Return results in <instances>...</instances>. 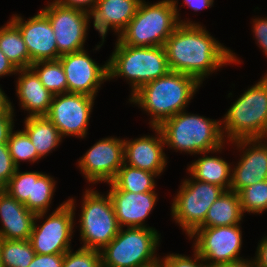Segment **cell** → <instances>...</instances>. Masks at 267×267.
<instances>
[{"label": "cell", "mask_w": 267, "mask_h": 267, "mask_svg": "<svg viewBox=\"0 0 267 267\" xmlns=\"http://www.w3.org/2000/svg\"><path fill=\"white\" fill-rule=\"evenodd\" d=\"M201 24H179L164 44L170 71L195 77L201 84L223 66L240 64L238 56Z\"/></svg>", "instance_id": "cell-1"}, {"label": "cell", "mask_w": 267, "mask_h": 267, "mask_svg": "<svg viewBox=\"0 0 267 267\" xmlns=\"http://www.w3.org/2000/svg\"><path fill=\"white\" fill-rule=\"evenodd\" d=\"M201 85L195 77L169 71L141 86L129 96V102L150 114V127H158L166 119L186 110Z\"/></svg>", "instance_id": "cell-2"}, {"label": "cell", "mask_w": 267, "mask_h": 267, "mask_svg": "<svg viewBox=\"0 0 267 267\" xmlns=\"http://www.w3.org/2000/svg\"><path fill=\"white\" fill-rule=\"evenodd\" d=\"M165 146L176 152L199 155L223 146L221 120L188 113L186 110L166 119L158 126Z\"/></svg>", "instance_id": "cell-3"}, {"label": "cell", "mask_w": 267, "mask_h": 267, "mask_svg": "<svg viewBox=\"0 0 267 267\" xmlns=\"http://www.w3.org/2000/svg\"><path fill=\"white\" fill-rule=\"evenodd\" d=\"M108 61V81L125 78L133 95L144 84L154 81L169 71L164 46L142 47L124 45L118 39Z\"/></svg>", "instance_id": "cell-4"}, {"label": "cell", "mask_w": 267, "mask_h": 267, "mask_svg": "<svg viewBox=\"0 0 267 267\" xmlns=\"http://www.w3.org/2000/svg\"><path fill=\"white\" fill-rule=\"evenodd\" d=\"M221 128L226 144L267 138V73L233 102L221 119Z\"/></svg>", "instance_id": "cell-5"}, {"label": "cell", "mask_w": 267, "mask_h": 267, "mask_svg": "<svg viewBox=\"0 0 267 267\" xmlns=\"http://www.w3.org/2000/svg\"><path fill=\"white\" fill-rule=\"evenodd\" d=\"M161 234L153 227L120 228L101 250L102 267H151L160 261ZM158 256V257H157Z\"/></svg>", "instance_id": "cell-6"}, {"label": "cell", "mask_w": 267, "mask_h": 267, "mask_svg": "<svg viewBox=\"0 0 267 267\" xmlns=\"http://www.w3.org/2000/svg\"><path fill=\"white\" fill-rule=\"evenodd\" d=\"M178 25L172 0L153 4L141 0L135 16L117 39L124 45L164 46Z\"/></svg>", "instance_id": "cell-7"}, {"label": "cell", "mask_w": 267, "mask_h": 267, "mask_svg": "<svg viewBox=\"0 0 267 267\" xmlns=\"http://www.w3.org/2000/svg\"><path fill=\"white\" fill-rule=\"evenodd\" d=\"M100 194L96 189L86 188L83 192L79 215L80 239L88 249L102 250L118 234L120 226L108 192Z\"/></svg>", "instance_id": "cell-8"}, {"label": "cell", "mask_w": 267, "mask_h": 267, "mask_svg": "<svg viewBox=\"0 0 267 267\" xmlns=\"http://www.w3.org/2000/svg\"><path fill=\"white\" fill-rule=\"evenodd\" d=\"M189 176L183 179L171 205L172 219L187 237L204 222L208 209L226 191L223 187Z\"/></svg>", "instance_id": "cell-9"}, {"label": "cell", "mask_w": 267, "mask_h": 267, "mask_svg": "<svg viewBox=\"0 0 267 267\" xmlns=\"http://www.w3.org/2000/svg\"><path fill=\"white\" fill-rule=\"evenodd\" d=\"M75 201L73 197L68 198L49 216L47 212L36 214L29 242L37 254H64L71 249L75 231ZM44 218L41 225L37 224Z\"/></svg>", "instance_id": "cell-10"}, {"label": "cell", "mask_w": 267, "mask_h": 267, "mask_svg": "<svg viewBox=\"0 0 267 267\" xmlns=\"http://www.w3.org/2000/svg\"><path fill=\"white\" fill-rule=\"evenodd\" d=\"M241 224L233 226L198 227L188 238L193 250L209 267L243 260Z\"/></svg>", "instance_id": "cell-11"}, {"label": "cell", "mask_w": 267, "mask_h": 267, "mask_svg": "<svg viewBox=\"0 0 267 267\" xmlns=\"http://www.w3.org/2000/svg\"><path fill=\"white\" fill-rule=\"evenodd\" d=\"M40 11L49 19L61 55L85 48L91 14L62 6L55 0L48 2Z\"/></svg>", "instance_id": "cell-12"}, {"label": "cell", "mask_w": 267, "mask_h": 267, "mask_svg": "<svg viewBox=\"0 0 267 267\" xmlns=\"http://www.w3.org/2000/svg\"><path fill=\"white\" fill-rule=\"evenodd\" d=\"M95 97L66 92L54 95L47 117L59 130L61 137H87Z\"/></svg>", "instance_id": "cell-13"}, {"label": "cell", "mask_w": 267, "mask_h": 267, "mask_svg": "<svg viewBox=\"0 0 267 267\" xmlns=\"http://www.w3.org/2000/svg\"><path fill=\"white\" fill-rule=\"evenodd\" d=\"M124 164V139L105 137L97 141L78 160V168L92 185L111 183Z\"/></svg>", "instance_id": "cell-14"}, {"label": "cell", "mask_w": 267, "mask_h": 267, "mask_svg": "<svg viewBox=\"0 0 267 267\" xmlns=\"http://www.w3.org/2000/svg\"><path fill=\"white\" fill-rule=\"evenodd\" d=\"M83 49L59 57L67 79V92L97 96L101 85L108 80V61L98 65Z\"/></svg>", "instance_id": "cell-15"}, {"label": "cell", "mask_w": 267, "mask_h": 267, "mask_svg": "<svg viewBox=\"0 0 267 267\" xmlns=\"http://www.w3.org/2000/svg\"><path fill=\"white\" fill-rule=\"evenodd\" d=\"M240 160L232 167L230 191L267 180V138L233 141Z\"/></svg>", "instance_id": "cell-16"}, {"label": "cell", "mask_w": 267, "mask_h": 267, "mask_svg": "<svg viewBox=\"0 0 267 267\" xmlns=\"http://www.w3.org/2000/svg\"><path fill=\"white\" fill-rule=\"evenodd\" d=\"M20 30L30 56V67L39 61L57 60L61 56L49 19L39 11L24 20L20 14L10 18Z\"/></svg>", "instance_id": "cell-17"}, {"label": "cell", "mask_w": 267, "mask_h": 267, "mask_svg": "<svg viewBox=\"0 0 267 267\" xmlns=\"http://www.w3.org/2000/svg\"><path fill=\"white\" fill-rule=\"evenodd\" d=\"M155 135H145L136 139H124V163L161 176L167 167L165 143L158 127H150ZM156 136V137H155Z\"/></svg>", "instance_id": "cell-18"}, {"label": "cell", "mask_w": 267, "mask_h": 267, "mask_svg": "<svg viewBox=\"0 0 267 267\" xmlns=\"http://www.w3.org/2000/svg\"><path fill=\"white\" fill-rule=\"evenodd\" d=\"M108 194L111 197L115 215L120 228L129 227H150L145 224L146 218L151 214L158 201V194L155 191L146 193H132L118 190L112 183Z\"/></svg>", "instance_id": "cell-19"}, {"label": "cell", "mask_w": 267, "mask_h": 267, "mask_svg": "<svg viewBox=\"0 0 267 267\" xmlns=\"http://www.w3.org/2000/svg\"><path fill=\"white\" fill-rule=\"evenodd\" d=\"M141 0H97L91 13L93 27L101 37V43L93 50H99L105 42L108 31L114 30L119 36L135 16ZM111 28V29H110Z\"/></svg>", "instance_id": "cell-20"}, {"label": "cell", "mask_w": 267, "mask_h": 267, "mask_svg": "<svg viewBox=\"0 0 267 267\" xmlns=\"http://www.w3.org/2000/svg\"><path fill=\"white\" fill-rule=\"evenodd\" d=\"M36 214L13 198L4 189L0 191V238L29 240Z\"/></svg>", "instance_id": "cell-21"}, {"label": "cell", "mask_w": 267, "mask_h": 267, "mask_svg": "<svg viewBox=\"0 0 267 267\" xmlns=\"http://www.w3.org/2000/svg\"><path fill=\"white\" fill-rule=\"evenodd\" d=\"M16 75L15 89L21 109L27 111V117L46 116L54 95L31 68L18 69Z\"/></svg>", "instance_id": "cell-22"}, {"label": "cell", "mask_w": 267, "mask_h": 267, "mask_svg": "<svg viewBox=\"0 0 267 267\" xmlns=\"http://www.w3.org/2000/svg\"><path fill=\"white\" fill-rule=\"evenodd\" d=\"M224 146L225 144L211 152L201 153L203 156L187 167L188 174L198 181L218 185L226 191L230 190L232 163H228L222 157L212 156L214 153H221ZM208 153L212 155L208 156Z\"/></svg>", "instance_id": "cell-23"}, {"label": "cell", "mask_w": 267, "mask_h": 267, "mask_svg": "<svg viewBox=\"0 0 267 267\" xmlns=\"http://www.w3.org/2000/svg\"><path fill=\"white\" fill-rule=\"evenodd\" d=\"M244 215L238 193L228 190L211 205L204 222L199 227L242 224Z\"/></svg>", "instance_id": "cell-24"}, {"label": "cell", "mask_w": 267, "mask_h": 267, "mask_svg": "<svg viewBox=\"0 0 267 267\" xmlns=\"http://www.w3.org/2000/svg\"><path fill=\"white\" fill-rule=\"evenodd\" d=\"M23 130L27 133L41 159L52 153V150H55L63 140L59 130L45 116L26 117Z\"/></svg>", "instance_id": "cell-25"}, {"label": "cell", "mask_w": 267, "mask_h": 267, "mask_svg": "<svg viewBox=\"0 0 267 267\" xmlns=\"http://www.w3.org/2000/svg\"><path fill=\"white\" fill-rule=\"evenodd\" d=\"M0 49L16 69L30 68V56L19 27L11 20L0 27Z\"/></svg>", "instance_id": "cell-26"}, {"label": "cell", "mask_w": 267, "mask_h": 267, "mask_svg": "<svg viewBox=\"0 0 267 267\" xmlns=\"http://www.w3.org/2000/svg\"><path fill=\"white\" fill-rule=\"evenodd\" d=\"M157 175L123 164L116 177L111 182L118 190L132 193H146L155 191Z\"/></svg>", "instance_id": "cell-27"}, {"label": "cell", "mask_w": 267, "mask_h": 267, "mask_svg": "<svg viewBox=\"0 0 267 267\" xmlns=\"http://www.w3.org/2000/svg\"><path fill=\"white\" fill-rule=\"evenodd\" d=\"M55 189L56 181L52 176L33 171L32 199H27L24 205L35 214L49 212Z\"/></svg>", "instance_id": "cell-28"}, {"label": "cell", "mask_w": 267, "mask_h": 267, "mask_svg": "<svg viewBox=\"0 0 267 267\" xmlns=\"http://www.w3.org/2000/svg\"><path fill=\"white\" fill-rule=\"evenodd\" d=\"M30 68L53 95L67 92V79L59 59L35 62Z\"/></svg>", "instance_id": "cell-29"}, {"label": "cell", "mask_w": 267, "mask_h": 267, "mask_svg": "<svg viewBox=\"0 0 267 267\" xmlns=\"http://www.w3.org/2000/svg\"><path fill=\"white\" fill-rule=\"evenodd\" d=\"M36 252L29 240L0 238V258L3 267H28Z\"/></svg>", "instance_id": "cell-30"}, {"label": "cell", "mask_w": 267, "mask_h": 267, "mask_svg": "<svg viewBox=\"0 0 267 267\" xmlns=\"http://www.w3.org/2000/svg\"><path fill=\"white\" fill-rule=\"evenodd\" d=\"M8 148L14 164L19 168L20 162L35 163L41 158L38 156L27 133L22 129L11 131L8 139Z\"/></svg>", "instance_id": "cell-31"}, {"label": "cell", "mask_w": 267, "mask_h": 267, "mask_svg": "<svg viewBox=\"0 0 267 267\" xmlns=\"http://www.w3.org/2000/svg\"><path fill=\"white\" fill-rule=\"evenodd\" d=\"M238 195L243 214L267 211V180L243 188Z\"/></svg>", "instance_id": "cell-32"}, {"label": "cell", "mask_w": 267, "mask_h": 267, "mask_svg": "<svg viewBox=\"0 0 267 267\" xmlns=\"http://www.w3.org/2000/svg\"><path fill=\"white\" fill-rule=\"evenodd\" d=\"M3 189L24 204L27 199H32L33 171L22 172L17 168L9 183Z\"/></svg>", "instance_id": "cell-33"}, {"label": "cell", "mask_w": 267, "mask_h": 267, "mask_svg": "<svg viewBox=\"0 0 267 267\" xmlns=\"http://www.w3.org/2000/svg\"><path fill=\"white\" fill-rule=\"evenodd\" d=\"M62 267H102L101 251L84 247L75 252L69 249L64 253Z\"/></svg>", "instance_id": "cell-34"}, {"label": "cell", "mask_w": 267, "mask_h": 267, "mask_svg": "<svg viewBox=\"0 0 267 267\" xmlns=\"http://www.w3.org/2000/svg\"><path fill=\"white\" fill-rule=\"evenodd\" d=\"M193 252V258L189 255L170 253L159 262L163 267H209L195 250Z\"/></svg>", "instance_id": "cell-35"}, {"label": "cell", "mask_w": 267, "mask_h": 267, "mask_svg": "<svg viewBox=\"0 0 267 267\" xmlns=\"http://www.w3.org/2000/svg\"><path fill=\"white\" fill-rule=\"evenodd\" d=\"M11 158L8 145H0V186L4 188L17 170Z\"/></svg>", "instance_id": "cell-36"}, {"label": "cell", "mask_w": 267, "mask_h": 267, "mask_svg": "<svg viewBox=\"0 0 267 267\" xmlns=\"http://www.w3.org/2000/svg\"><path fill=\"white\" fill-rule=\"evenodd\" d=\"M5 111L4 113L0 114V145H8L9 135L12 130H14V106H12Z\"/></svg>", "instance_id": "cell-37"}, {"label": "cell", "mask_w": 267, "mask_h": 267, "mask_svg": "<svg viewBox=\"0 0 267 267\" xmlns=\"http://www.w3.org/2000/svg\"><path fill=\"white\" fill-rule=\"evenodd\" d=\"M252 22L253 38L256 39L255 43L259 45L258 47L263 50L267 57V17L255 18Z\"/></svg>", "instance_id": "cell-38"}, {"label": "cell", "mask_w": 267, "mask_h": 267, "mask_svg": "<svg viewBox=\"0 0 267 267\" xmlns=\"http://www.w3.org/2000/svg\"><path fill=\"white\" fill-rule=\"evenodd\" d=\"M174 8H175V12L177 15V19L179 24H199V22H195V21H191V20H182L180 17V13H179V5H178V0H172ZM183 4L188 5L187 7H189L190 9H192L195 12L201 11L203 9H207V8H211L214 4V0H183Z\"/></svg>", "instance_id": "cell-39"}, {"label": "cell", "mask_w": 267, "mask_h": 267, "mask_svg": "<svg viewBox=\"0 0 267 267\" xmlns=\"http://www.w3.org/2000/svg\"><path fill=\"white\" fill-rule=\"evenodd\" d=\"M64 254H37L28 267H62Z\"/></svg>", "instance_id": "cell-40"}, {"label": "cell", "mask_w": 267, "mask_h": 267, "mask_svg": "<svg viewBox=\"0 0 267 267\" xmlns=\"http://www.w3.org/2000/svg\"><path fill=\"white\" fill-rule=\"evenodd\" d=\"M60 5L70 8L79 9L91 14L97 4V0H55Z\"/></svg>", "instance_id": "cell-41"}, {"label": "cell", "mask_w": 267, "mask_h": 267, "mask_svg": "<svg viewBox=\"0 0 267 267\" xmlns=\"http://www.w3.org/2000/svg\"><path fill=\"white\" fill-rule=\"evenodd\" d=\"M257 251L255 252L254 262L257 267H267V236L265 235L258 242Z\"/></svg>", "instance_id": "cell-42"}, {"label": "cell", "mask_w": 267, "mask_h": 267, "mask_svg": "<svg viewBox=\"0 0 267 267\" xmlns=\"http://www.w3.org/2000/svg\"><path fill=\"white\" fill-rule=\"evenodd\" d=\"M16 73V67L8 60L6 55L0 49V78L3 76H12Z\"/></svg>", "instance_id": "cell-43"}, {"label": "cell", "mask_w": 267, "mask_h": 267, "mask_svg": "<svg viewBox=\"0 0 267 267\" xmlns=\"http://www.w3.org/2000/svg\"><path fill=\"white\" fill-rule=\"evenodd\" d=\"M217 267H257V266H256L253 258H250V260L248 258H246V259H243L240 261L222 264V265L217 266Z\"/></svg>", "instance_id": "cell-44"}, {"label": "cell", "mask_w": 267, "mask_h": 267, "mask_svg": "<svg viewBox=\"0 0 267 267\" xmlns=\"http://www.w3.org/2000/svg\"><path fill=\"white\" fill-rule=\"evenodd\" d=\"M11 107V101L4 90L0 87V114L4 113Z\"/></svg>", "instance_id": "cell-45"}, {"label": "cell", "mask_w": 267, "mask_h": 267, "mask_svg": "<svg viewBox=\"0 0 267 267\" xmlns=\"http://www.w3.org/2000/svg\"><path fill=\"white\" fill-rule=\"evenodd\" d=\"M151 267H163V266H162L161 263L159 262L158 264L153 265V266H151Z\"/></svg>", "instance_id": "cell-46"}, {"label": "cell", "mask_w": 267, "mask_h": 267, "mask_svg": "<svg viewBox=\"0 0 267 267\" xmlns=\"http://www.w3.org/2000/svg\"><path fill=\"white\" fill-rule=\"evenodd\" d=\"M0 267H3L2 262H1V258H0Z\"/></svg>", "instance_id": "cell-47"}]
</instances>
